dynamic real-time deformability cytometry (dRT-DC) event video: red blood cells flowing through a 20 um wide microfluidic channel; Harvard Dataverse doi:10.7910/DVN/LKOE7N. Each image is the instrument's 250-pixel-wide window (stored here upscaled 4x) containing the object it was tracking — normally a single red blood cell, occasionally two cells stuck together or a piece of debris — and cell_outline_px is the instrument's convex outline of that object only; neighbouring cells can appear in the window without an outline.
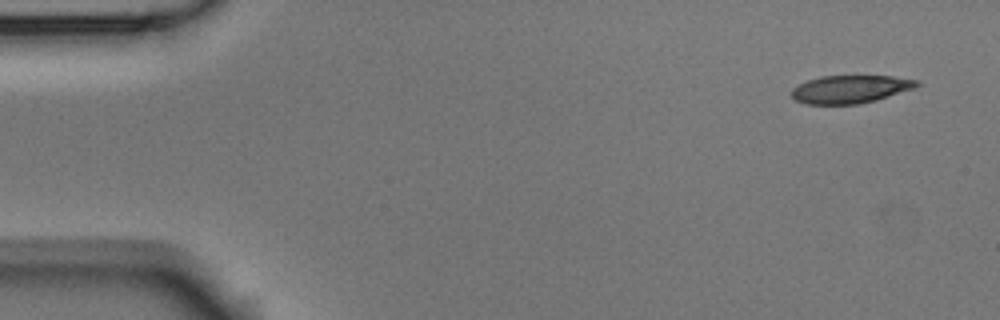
{"species": "Egyptian fruit bat (a non-hibernating species)", "species_latin": "Rousettus aegyptiacus", "temperature_condition": "room temperature", "stored_images_in_passage": 4, "camera_frame_rate_fps": 3000, "um_per_image_px": 0.085, "animal": {"sex": "male"}, "frame": {"image": 1, "passage_image": 1, "time_ms": 0.0, "image_size_px": [1000, 320], "cell_outline_px": [[920, 84], [916, 88], [876, 100], [856, 104], [804, 104], [796, 100], [792, 96], [792, 88], [808, 80], [820, 76], [892, 76], [920, 80]], "centroid_in_image_um": [72.31, 7.58], "position_along_channel_um": 12.7, "area_um2": 20.4}}